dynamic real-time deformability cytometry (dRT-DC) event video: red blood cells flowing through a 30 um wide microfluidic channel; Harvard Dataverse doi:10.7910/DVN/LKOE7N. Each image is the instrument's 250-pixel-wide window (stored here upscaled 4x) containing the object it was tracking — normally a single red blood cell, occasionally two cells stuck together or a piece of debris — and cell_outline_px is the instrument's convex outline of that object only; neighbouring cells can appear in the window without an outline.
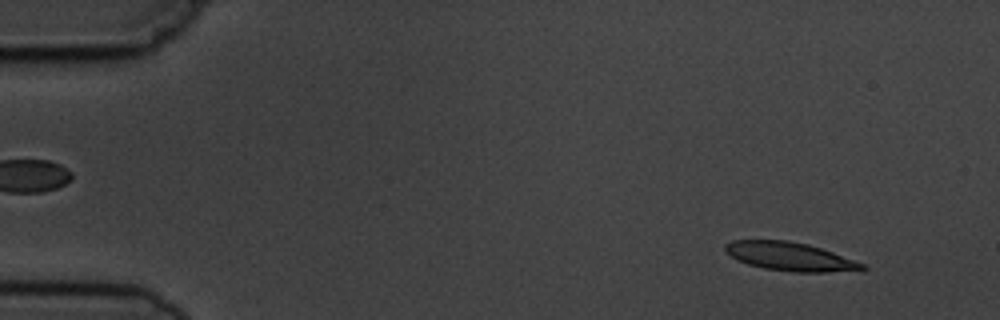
{"species": "common noctule bat (a hibernating species)", "species_latin": "Nyctalus noctula", "temperature_condition": "cold", "stored_images_in_passage": 4, "camera_frame_rate_fps": 3000, "um_per_image_px": 0.085, "animal": {"sex": "male", "body_mass_g": 19.5, "forearm_length_mm": 54.6}, "frame": {"image": 1, "passage_image": 1, "time_ms": 0.0, "image_size_px": [1000, 320], "cell_outline_px": [[868, 268], [864, 272], [792, 272], [764, 268], [748, 264], [736, 260], [724, 252], [724, 244], [732, 240], [788, 240], [808, 244], [832, 252], [864, 264]], "centroid_in_image_um": [67.17, 21.82], "position_along_channel_um": 17.8, "area_um2": 23.18}}
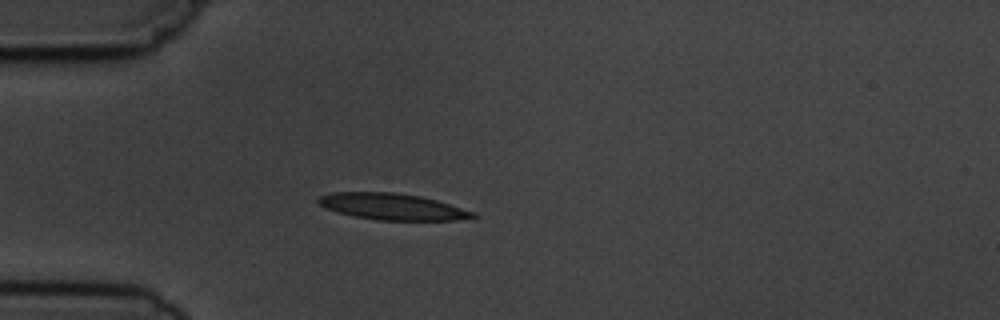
{"frame": {"image": 2, "passage_image": 4, "time_ms": 3.333, "image_size_px": [1000, 320], "cell_outline_px": [[480, 216], [476, 220], [376, 220], [352, 216], [336, 212], [324, 208], [316, 200], [320, 196], [332, 192], [396, 192], [420, 196], [436, 200], [476, 212]], "centroid_in_image_um": [33.41, 17.58], "position_along_channel_um": 51.6, "area_um2": 24.22}}